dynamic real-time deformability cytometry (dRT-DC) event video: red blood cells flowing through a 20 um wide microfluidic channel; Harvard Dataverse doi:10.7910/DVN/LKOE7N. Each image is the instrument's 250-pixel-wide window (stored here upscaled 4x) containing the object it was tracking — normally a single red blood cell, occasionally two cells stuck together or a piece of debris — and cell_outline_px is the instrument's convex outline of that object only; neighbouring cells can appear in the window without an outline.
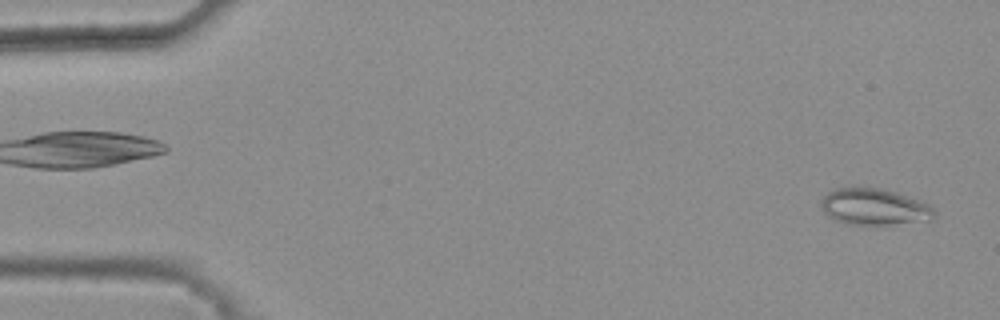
{"species": "common noctule bat (a hibernating species)", "species_latin": "Nyctalus noctula", "temperature_condition": "warm", "stored_images_in_passage": 45, "camera_frame_rate_fps": 3000, "um_per_image_px": 0.085, "animal": {"sex": "female", "body_mass_g": 25.1}, "frame": {"image": 1, "passage_image": 2, "time_ms": 0.333, "image_size_px": [1000, 320], "cell_outline_px": [[936, 216], [932, 220], [888, 224], [848, 224], [836, 220], [828, 216], [824, 212], [820, 204], [820, 200], [828, 192], [836, 188], [852, 184], [856, 184], [880, 188], [896, 192], [920, 200], [928, 204], [936, 212]], "centroid_in_image_um": [74.28, 17.53], "position_along_channel_um": 10.7, "area_um2": 24.62}}
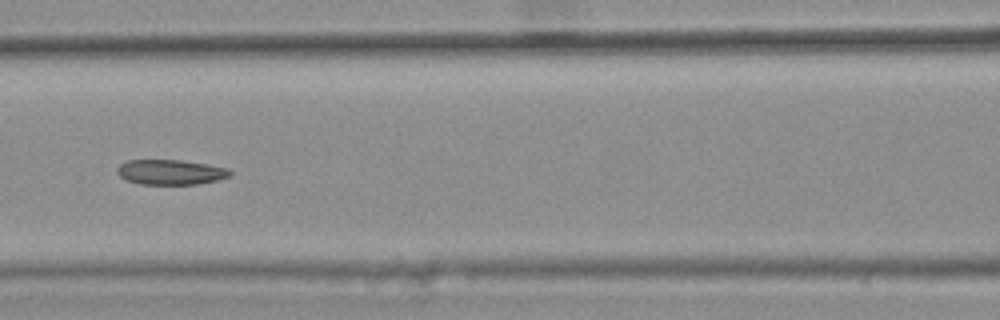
{"frame": {"image": 2, "passage_image": 23, "time_ms": 7.333, "image_size_px": [1000, 320], "cell_outline_px": [[232, 176], [216, 180], [196, 184], [140, 184], [124, 180], [116, 172], [116, 168], [120, 164], [128, 160], [180, 160], [208, 164], [228, 168], [232, 172]], "centroid_in_image_um": [14.48, 14.63], "position_along_channel_um": 152.1, "area_um2": 16.59}}
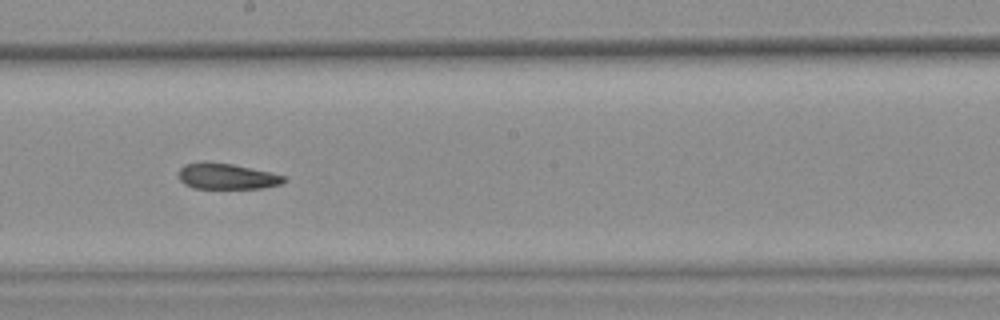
{"frame": {"image": 3, "passage_image": 29, "time_ms": 9.333, "image_size_px": [1000, 320], "cell_outline_px": [[288, 180], [280, 184], [260, 188], [192, 188], [184, 184], [180, 180], [180, 168], [184, 164], [204, 160], [232, 164], [272, 172], [284, 176]], "centroid_in_image_um": [19.26, 14.97], "position_along_channel_um": 228.9, "area_um2": 16.01}, "authors_computed_cell_mechanics": {"area_um2": 17.2244, "velocity_mm_per_s": 3.8542, "shape_relaxation_time_tau1_ms": null, "shape_relaxation_time_tau2_ms": 4.3605, "deformation_change_tau1": null, "deformation_change_tau2": 0.1174}}